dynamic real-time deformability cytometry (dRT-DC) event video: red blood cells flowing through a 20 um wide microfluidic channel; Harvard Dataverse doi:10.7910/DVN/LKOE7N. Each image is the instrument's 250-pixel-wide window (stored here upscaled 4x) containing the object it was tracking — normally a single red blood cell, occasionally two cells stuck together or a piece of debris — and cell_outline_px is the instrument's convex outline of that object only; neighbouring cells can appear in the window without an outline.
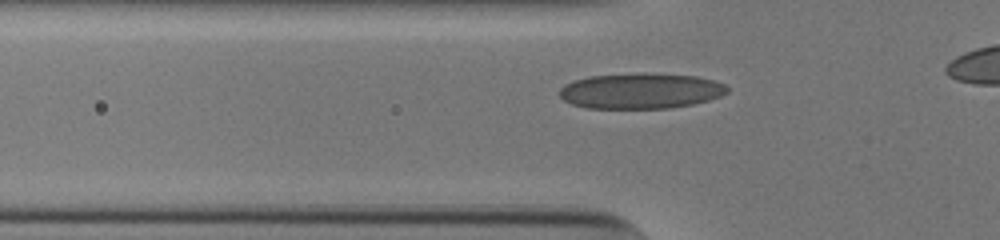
{"species": "human", "species_latin": "Homo sapiens", "temperature_condition": "cold", "stored_images_in_passage": 36, "camera_frame_rate_fps": 3000, "um_per_image_px": 0.085, "donor": {"sex": "male"}, "frame": {"image": 1, "passage_image": 10, "time_ms": 3.0, "image_size_px": [1000, 240], "cell_outline_px": [[728, 92], [720, 96], [708, 100], [692, 104], [668, 108], [588, 108], [572, 104], [564, 100], [560, 96], [560, 88], [564, 84], [572, 80], [588, 76], [636, 72], [696, 76], [712, 80], [724, 84], [728, 88]], "centroid_in_image_um": [54.42, 7.71], "position_along_channel_um": 71.4, "area_um2": 34.91}}
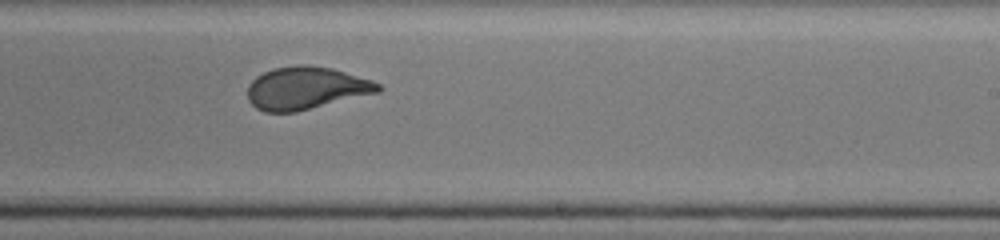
{"frame": {"image": 2, "passage_image": 25, "time_ms": 8.0, "image_size_px": [1000, 240], "cell_outline_px": [[384, 88], [380, 92], [296, 112], [264, 112], [256, 108], [248, 100], [248, 84], [256, 76], [264, 72], [276, 68], [300, 64], [308, 64], [332, 68], [372, 80], [380, 84]], "centroid_in_image_um": [26.03, 7.49], "position_along_channel_um": 263.0, "area_um2": 32.6}}
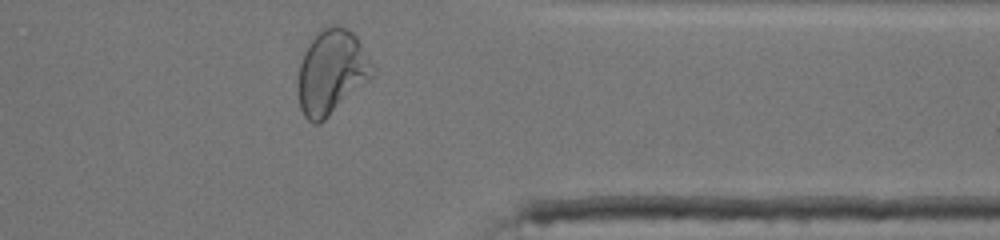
{"frame": {"image": 3, "passage_image": 35, "time_ms": 11.333, "image_size_px": [1000, 240], "cell_outline_px": [[376, 68], [372, 76], [368, 80], [320, 124], [312, 124], [304, 116], [300, 108], [296, 84], [300, 64], [304, 52], [308, 44], [324, 28], [332, 24], [336, 24], [348, 28], [356, 36]], "centroid_in_image_um": [28.16, 6.13], "position_along_channel_um": 383.2, "area_um2": 36.65}, "authors_computed_cell_mechanics": {"area_um2": 33.235, "velocity_mm_per_s": 3.8495, "shape_relaxation_time_tau1_ms": 6.3181, "shape_relaxation_time_tau2_ms": null, "deformation_change_tau1": 0.2139, "deformation_change_tau2": null}}